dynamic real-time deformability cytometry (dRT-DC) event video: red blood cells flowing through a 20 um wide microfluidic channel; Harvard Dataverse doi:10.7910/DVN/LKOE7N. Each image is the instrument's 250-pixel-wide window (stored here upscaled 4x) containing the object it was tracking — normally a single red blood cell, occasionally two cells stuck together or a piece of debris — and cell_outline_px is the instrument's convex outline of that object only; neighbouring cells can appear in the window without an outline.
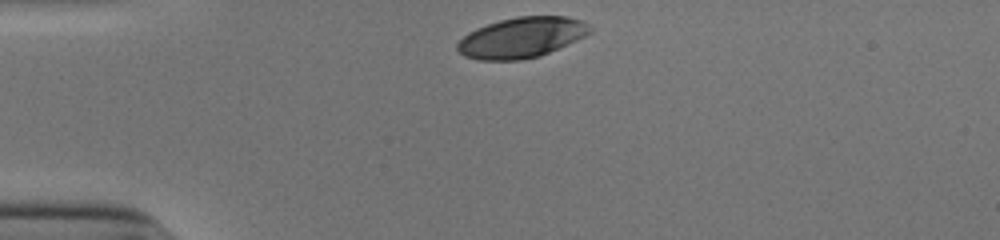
{"species": "human", "species_latin": "Homo sapiens", "temperature_condition": "cold", "stored_images_in_passage": 30, "camera_frame_rate_fps": 3000, "um_per_image_px": 0.085, "donor": {"sex": "male"}, "frame": {"image": 1, "passage_image": 1, "time_ms": 0.0, "image_size_px": [1000, 240], "cell_outline_px": [[592, 32], [576, 40], [540, 56], [520, 60], [476, 60], [464, 56], [456, 48], [456, 44], [468, 32], [476, 28], [500, 20], [516, 16], [568, 16], [584, 20], [592, 28]], "centroid_in_image_um": [44.34, 3.18], "position_along_channel_um": 40.7, "area_um2": 31.39}}
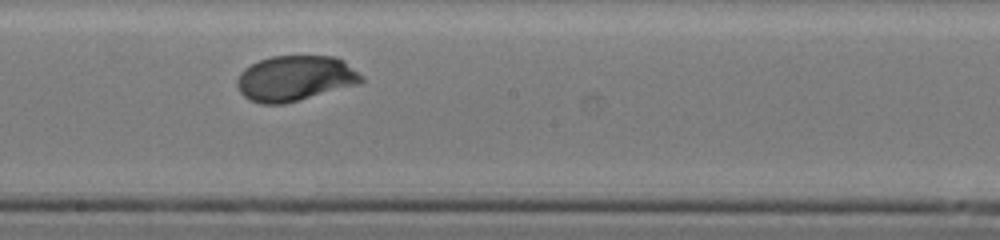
{"frame": {"image": 2, "passage_image": 18, "time_ms": 5.667, "image_size_px": [1000, 240], "cell_outline_px": [[364, 80], [360, 84], [284, 104], [260, 104], [248, 100], [240, 92], [236, 84], [236, 80], [240, 72], [244, 68], [260, 60], [272, 56], [332, 56], [344, 60], [364, 76]], "centroid_in_image_um": [25.09, 6.66], "position_along_channel_um": 223.1, "area_um2": 33.18}}
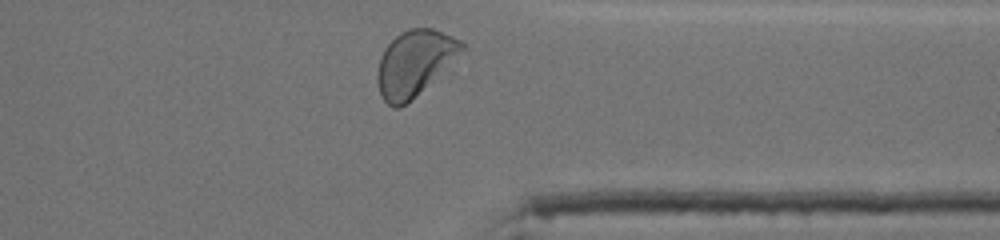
{"frame": {"image": 3, "passage_image": 30, "time_ms": 9.667, "image_size_px": [1000, 240], "cell_outline_px": [[468, 48], [400, 108], [392, 108], [380, 96], [376, 80], [376, 76], [380, 56], [384, 48], [400, 32], [408, 28], [432, 28], [464, 40]], "centroid_in_image_um": [35.24, 5.32], "position_along_channel_um": 376.2, "area_um2": 32.19}, "authors_computed_cell_mechanics": {"area_um2": 32.7726, "velocity_mm_per_s": 3.8621, "shape_relaxation_time_tau1_ms": 2.3567, "shape_relaxation_time_tau2_ms": null, "deformation_change_tau1": 0.1397, "deformation_change_tau2": null}}